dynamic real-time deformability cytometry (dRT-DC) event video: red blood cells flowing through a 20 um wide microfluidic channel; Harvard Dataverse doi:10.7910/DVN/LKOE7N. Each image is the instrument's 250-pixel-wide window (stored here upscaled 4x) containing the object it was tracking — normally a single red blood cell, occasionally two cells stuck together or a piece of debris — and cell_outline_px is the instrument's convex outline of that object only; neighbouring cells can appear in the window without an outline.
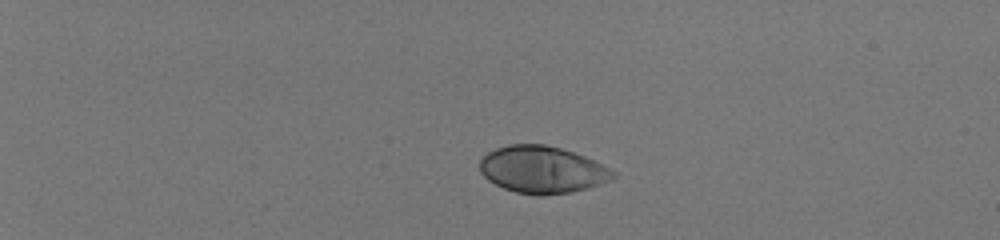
{"species": "human", "species_latin": "Homo sapiens", "temperature_condition": "room temperature", "stored_images_in_passage": 42, "camera_frame_rate_fps": 3000, "um_per_image_px": 0.085, "donor": {"sex": "male"}, "frame": {"image": 1, "passage_image": 1, "time_ms": 0.0, "image_size_px": [1000, 240], "cell_outline_px": [[616, 176], [612, 180], [588, 188], [572, 192], [544, 196], [536, 196], [516, 192], [504, 188], [488, 180], [480, 172], [480, 160], [488, 152], [496, 148], [508, 144], [544, 144], [560, 148], [584, 156], [616, 172]], "centroid_in_image_um": [46.08, 14.43], "position_along_channel_um": 38.9, "area_um2": 36.59}}
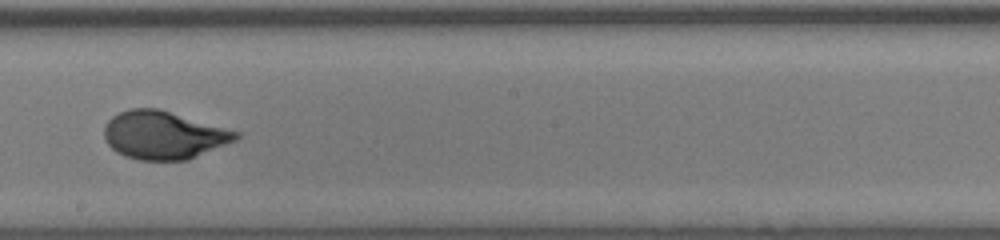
{"frame": {"image": 2, "passage_image": 24, "time_ms": 7.667, "image_size_px": [1000, 240], "cell_outline_px": [[244, 132], [236, 140], [188, 160], [140, 160], [124, 156], [116, 152], [108, 144], [104, 136], [104, 124], [112, 116], [128, 108], [156, 108]], "centroid_in_image_um": [13.93, 11.48], "position_along_channel_um": 234.3, "area_um2": 37.11}}
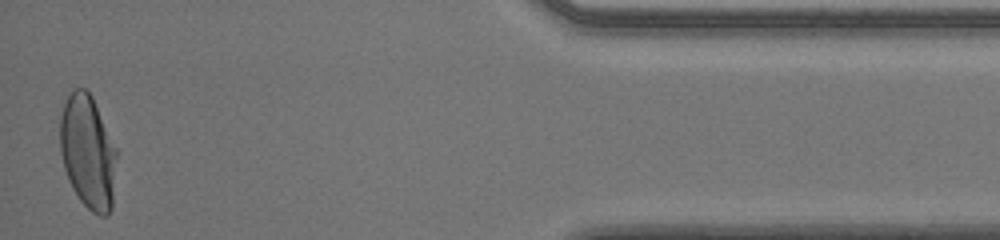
{"frame": {"image": 3, "passage_image": 42, "time_ms": 13.667, "image_size_px": [1000, 240], "cell_outline_px": [[116, 156], [112, 208], [108, 216], [100, 216], [92, 212], [80, 200], [72, 188], [68, 180], [64, 168], [60, 152], [60, 116], [64, 104], [68, 96], [76, 88], [84, 88], [92, 96], [116, 148]], "centroid_in_image_um": [7.46, 12.94], "position_along_channel_um": 427.7, "area_um2": 37.34}, "authors_computed_cell_mechanics": {"area_um2": 36.4718, "velocity_mm_per_s": 4.01, "shape_relaxation_time_tau1_ms": 3.9053, "shape_relaxation_time_tau2_ms": null, "deformation_change_tau1": 0.2057, "deformation_change_tau2": null}}